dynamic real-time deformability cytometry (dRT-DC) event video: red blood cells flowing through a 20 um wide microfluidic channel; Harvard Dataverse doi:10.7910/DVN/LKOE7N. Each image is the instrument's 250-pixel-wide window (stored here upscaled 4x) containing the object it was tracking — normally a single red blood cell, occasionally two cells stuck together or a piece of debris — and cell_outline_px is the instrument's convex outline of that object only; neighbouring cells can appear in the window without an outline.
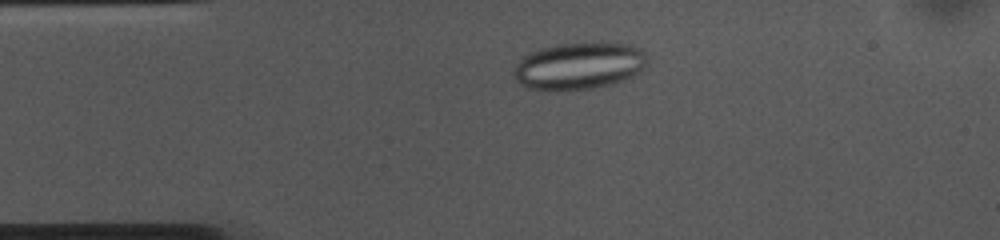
{"species": "common noctule bat (a hibernating species)", "species_latin": "Nyctalus noctula", "temperature_condition": "cold", "stored_images_in_passage": 51, "camera_frame_rate_fps": 3000, "um_per_image_px": 0.085, "animal": {"sex": "female", "body_mass_g": 10.0, "forearm_length_mm": 53.1}, "frame": {"image": 1, "passage_image": 8, "time_ms": 2.333, "image_size_px": [1000, 240], "cell_outline_px": [[648, 64], [640, 72], [616, 84], [596, 88], [544, 92], [528, 88], [516, 80], [512, 72], [512, 68], [528, 52], [540, 48], [556, 44], [592, 40], [608, 40], [632, 44], [640, 48], [648, 56]], "centroid_in_image_um": [49.26, 5.57], "position_along_channel_um": 35.7, "area_um2": 38.49}}
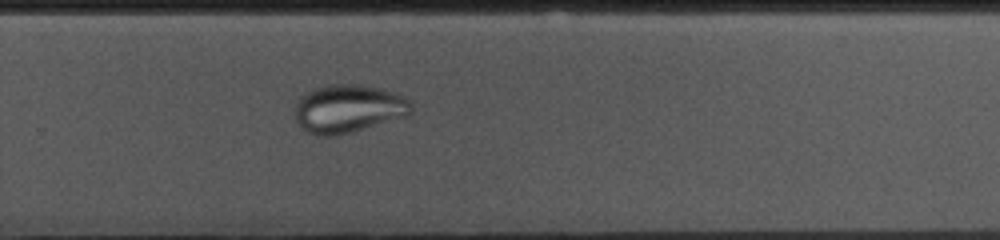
{"frame": {"image": 2, "passage_image": 32, "time_ms": 10.333, "image_size_px": [1000, 240], "cell_outline_px": [[412, 112], [408, 116], [352, 132], [332, 136], [320, 136], [308, 132], [296, 120], [296, 104], [300, 96], [316, 88], [328, 84], [360, 84], [380, 88], [404, 96], [412, 104]], "centroid_in_image_um": [29.64, 9.23], "position_along_channel_um": 300.2, "area_um2": 32.6}}
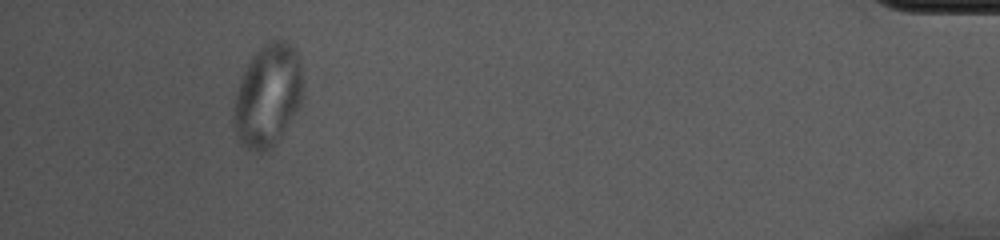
{"frame": {"image": 3, "passage_image": 47, "time_ms": 15.333, "image_size_px": [1000, 240], "cell_outline_px": [[300, 104], [276, 144], [264, 152], [256, 152], [240, 144], [236, 136], [232, 124], [232, 108], [236, 88], [240, 76], [252, 56], [264, 44], [272, 40], [284, 40], [292, 44], [296, 48], [300, 56]], "centroid_in_image_um": [22.69, 8.13], "position_along_channel_um": 412.5, "area_um2": 41.62}}